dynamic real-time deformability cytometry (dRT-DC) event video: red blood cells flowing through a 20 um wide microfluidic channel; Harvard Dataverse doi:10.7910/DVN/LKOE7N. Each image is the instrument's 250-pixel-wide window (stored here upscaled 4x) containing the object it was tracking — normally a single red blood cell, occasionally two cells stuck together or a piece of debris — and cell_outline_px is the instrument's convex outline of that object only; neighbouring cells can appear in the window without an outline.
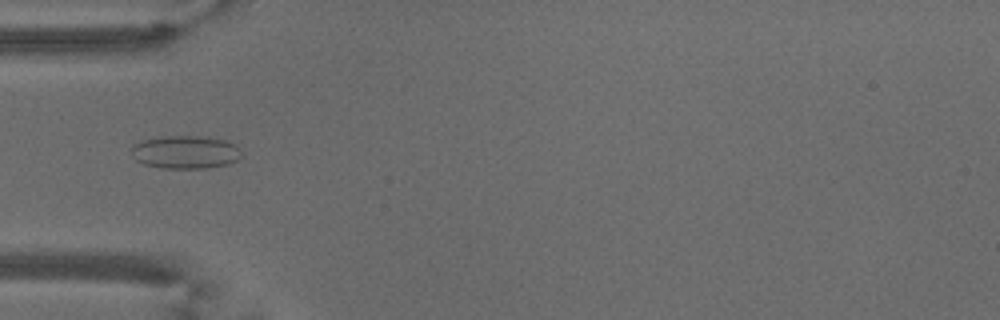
{"species": "common noctule bat (a hibernating species)", "species_latin": "Nyctalus noctula", "temperature_condition": "warm", "stored_images_in_passage": 53, "camera_frame_rate_fps": 3000, "um_per_image_px": 0.085, "animal": {"sex": "male", "body_mass_g": 18.8}, "frame": {"image": 1, "passage_image": 17, "time_ms": 5.333, "image_size_px": [1000, 320], "cell_outline_px": [[240, 156], [236, 160], [228, 164], [208, 168], [160, 168], [144, 164], [136, 160], [132, 156], [132, 144], [144, 140], [164, 136], [208, 136], [224, 140], [236, 144], [240, 148]], "centroid_in_image_um": [15.76, 12.93], "position_along_channel_um": 69.2, "area_um2": 21.33}}
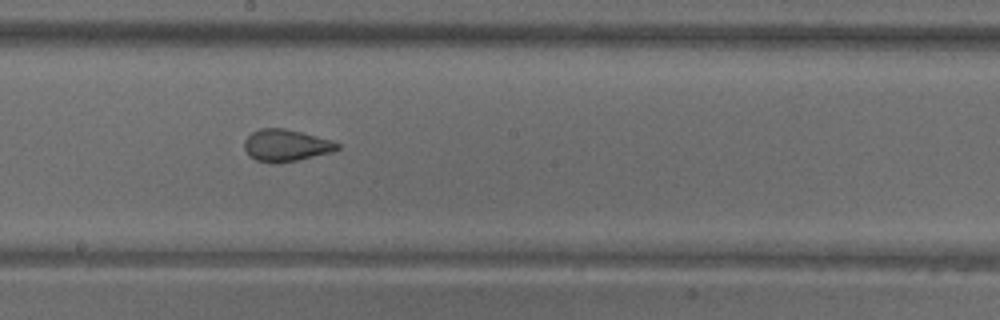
{"frame": {"image": 2, "passage_image": 29, "time_ms": 9.333, "image_size_px": [1000, 320], "cell_outline_px": [[340, 148], [332, 152], [296, 160], [276, 164], [272, 164], [256, 160], [248, 156], [244, 148], [244, 140], [252, 132], [260, 128], [284, 128], [332, 140], [340, 144]], "centroid_in_image_um": [24.28, 12.37], "position_along_channel_um": 223.9, "area_um2": 17.4}}
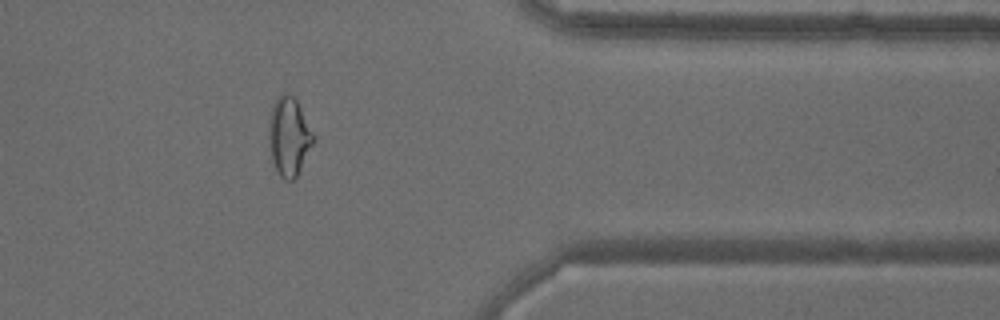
{"frame": {"image": 3, "passage_image": 43, "time_ms": 14.0, "image_size_px": [1000, 320], "cell_outline_px": [[316, 140], [296, 180], [284, 180], [280, 176], [272, 160], [268, 136], [268, 128], [272, 104], [284, 92], [288, 92], [296, 100]], "centroid_in_image_um": [24.57, 11.65], "position_along_channel_um": 386.8, "area_um2": 20.46}, "authors_computed_cell_mechanics": {"area_um2": 21.3282, "velocity_mm_per_s": 3.8351, "shape_relaxation_time_tau1_ms": null, "shape_relaxation_time_tau2_ms": 0.8954, "deformation_change_tau1": null, "deformation_change_tau2": 0.052}}